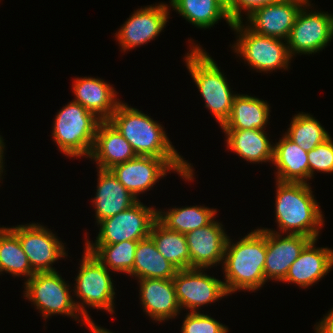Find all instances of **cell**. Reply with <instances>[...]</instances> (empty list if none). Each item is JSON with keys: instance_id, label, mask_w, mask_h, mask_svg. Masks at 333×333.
<instances>
[{"instance_id": "15", "label": "cell", "mask_w": 333, "mask_h": 333, "mask_svg": "<svg viewBox=\"0 0 333 333\" xmlns=\"http://www.w3.org/2000/svg\"><path fill=\"white\" fill-rule=\"evenodd\" d=\"M118 181L137 199L152 190L157 181L170 171H177L163 158L136 156L109 169Z\"/></svg>"}, {"instance_id": "14", "label": "cell", "mask_w": 333, "mask_h": 333, "mask_svg": "<svg viewBox=\"0 0 333 333\" xmlns=\"http://www.w3.org/2000/svg\"><path fill=\"white\" fill-rule=\"evenodd\" d=\"M309 0H281L255 9L245 25L254 33L288 40L301 8Z\"/></svg>"}, {"instance_id": "17", "label": "cell", "mask_w": 333, "mask_h": 333, "mask_svg": "<svg viewBox=\"0 0 333 333\" xmlns=\"http://www.w3.org/2000/svg\"><path fill=\"white\" fill-rule=\"evenodd\" d=\"M215 220L185 234L190 252V268L209 269L223 263L228 235L223 225Z\"/></svg>"}, {"instance_id": "13", "label": "cell", "mask_w": 333, "mask_h": 333, "mask_svg": "<svg viewBox=\"0 0 333 333\" xmlns=\"http://www.w3.org/2000/svg\"><path fill=\"white\" fill-rule=\"evenodd\" d=\"M166 3L138 8L115 33L121 51H129L154 40L164 30L170 18ZM145 43V44H144Z\"/></svg>"}, {"instance_id": "6", "label": "cell", "mask_w": 333, "mask_h": 333, "mask_svg": "<svg viewBox=\"0 0 333 333\" xmlns=\"http://www.w3.org/2000/svg\"><path fill=\"white\" fill-rule=\"evenodd\" d=\"M85 249V250H84ZM83 249L80 267L75 279L73 297L75 305L80 314L88 321L92 322L87 308L104 310L110 314L115 313L114 297L115 287L110 275V270L103 265L91 252L86 248Z\"/></svg>"}, {"instance_id": "32", "label": "cell", "mask_w": 333, "mask_h": 333, "mask_svg": "<svg viewBox=\"0 0 333 333\" xmlns=\"http://www.w3.org/2000/svg\"><path fill=\"white\" fill-rule=\"evenodd\" d=\"M313 115L305 112L295 114L284 134L309 152L330 137L322 124Z\"/></svg>"}, {"instance_id": "35", "label": "cell", "mask_w": 333, "mask_h": 333, "mask_svg": "<svg viewBox=\"0 0 333 333\" xmlns=\"http://www.w3.org/2000/svg\"><path fill=\"white\" fill-rule=\"evenodd\" d=\"M278 1L281 0H230V2L226 6H227L228 15L232 23H235L243 21L242 18L243 12H245L246 16H248L255 9Z\"/></svg>"}, {"instance_id": "20", "label": "cell", "mask_w": 333, "mask_h": 333, "mask_svg": "<svg viewBox=\"0 0 333 333\" xmlns=\"http://www.w3.org/2000/svg\"><path fill=\"white\" fill-rule=\"evenodd\" d=\"M74 102L80 103L101 121H108L119 103L115 88L101 78L77 77L72 82Z\"/></svg>"}, {"instance_id": "30", "label": "cell", "mask_w": 333, "mask_h": 333, "mask_svg": "<svg viewBox=\"0 0 333 333\" xmlns=\"http://www.w3.org/2000/svg\"><path fill=\"white\" fill-rule=\"evenodd\" d=\"M0 267L4 273L14 277L30 279L35 272L31 269L18 236L9 228L0 226Z\"/></svg>"}, {"instance_id": "3", "label": "cell", "mask_w": 333, "mask_h": 333, "mask_svg": "<svg viewBox=\"0 0 333 333\" xmlns=\"http://www.w3.org/2000/svg\"><path fill=\"white\" fill-rule=\"evenodd\" d=\"M311 183L276 181L275 218L280 234H299L318 239L324 215L314 198Z\"/></svg>"}, {"instance_id": "27", "label": "cell", "mask_w": 333, "mask_h": 333, "mask_svg": "<svg viewBox=\"0 0 333 333\" xmlns=\"http://www.w3.org/2000/svg\"><path fill=\"white\" fill-rule=\"evenodd\" d=\"M177 271L178 269L159 253L150 236L138 241L133 265L135 279H173Z\"/></svg>"}, {"instance_id": "29", "label": "cell", "mask_w": 333, "mask_h": 333, "mask_svg": "<svg viewBox=\"0 0 333 333\" xmlns=\"http://www.w3.org/2000/svg\"><path fill=\"white\" fill-rule=\"evenodd\" d=\"M216 215V208L205 207V205L175 207L168 211L157 210V219L164 226L182 234L210 224Z\"/></svg>"}, {"instance_id": "18", "label": "cell", "mask_w": 333, "mask_h": 333, "mask_svg": "<svg viewBox=\"0 0 333 333\" xmlns=\"http://www.w3.org/2000/svg\"><path fill=\"white\" fill-rule=\"evenodd\" d=\"M317 241L318 239H313L304 247L299 257L291 264L283 283L309 288L332 271L333 249L317 247Z\"/></svg>"}, {"instance_id": "23", "label": "cell", "mask_w": 333, "mask_h": 333, "mask_svg": "<svg viewBox=\"0 0 333 333\" xmlns=\"http://www.w3.org/2000/svg\"><path fill=\"white\" fill-rule=\"evenodd\" d=\"M308 152L285 134L274 144L272 165L279 182L307 183L309 181Z\"/></svg>"}, {"instance_id": "12", "label": "cell", "mask_w": 333, "mask_h": 333, "mask_svg": "<svg viewBox=\"0 0 333 333\" xmlns=\"http://www.w3.org/2000/svg\"><path fill=\"white\" fill-rule=\"evenodd\" d=\"M206 269L178 270L173 277L176 296L181 310L198 312L199 308L228 296L223 281L205 273Z\"/></svg>"}, {"instance_id": "34", "label": "cell", "mask_w": 333, "mask_h": 333, "mask_svg": "<svg viewBox=\"0 0 333 333\" xmlns=\"http://www.w3.org/2000/svg\"><path fill=\"white\" fill-rule=\"evenodd\" d=\"M309 180L314 172L333 173V140L331 136L308 152Z\"/></svg>"}, {"instance_id": "11", "label": "cell", "mask_w": 333, "mask_h": 333, "mask_svg": "<svg viewBox=\"0 0 333 333\" xmlns=\"http://www.w3.org/2000/svg\"><path fill=\"white\" fill-rule=\"evenodd\" d=\"M9 228L18 236L31 269L35 273L56 271L52 267L53 264L68 256L65 244L40 223H27Z\"/></svg>"}, {"instance_id": "9", "label": "cell", "mask_w": 333, "mask_h": 333, "mask_svg": "<svg viewBox=\"0 0 333 333\" xmlns=\"http://www.w3.org/2000/svg\"><path fill=\"white\" fill-rule=\"evenodd\" d=\"M157 219V209L144 205L140 200L130 208L100 221L96 240L87 238L85 245H112L122 241H139L149 237Z\"/></svg>"}, {"instance_id": "5", "label": "cell", "mask_w": 333, "mask_h": 333, "mask_svg": "<svg viewBox=\"0 0 333 333\" xmlns=\"http://www.w3.org/2000/svg\"><path fill=\"white\" fill-rule=\"evenodd\" d=\"M100 122V119L80 103L71 101L55 116L52 129L53 141L66 157L89 158Z\"/></svg>"}, {"instance_id": "28", "label": "cell", "mask_w": 333, "mask_h": 333, "mask_svg": "<svg viewBox=\"0 0 333 333\" xmlns=\"http://www.w3.org/2000/svg\"><path fill=\"white\" fill-rule=\"evenodd\" d=\"M149 236L159 253L174 267L178 270L190 269V252L185 234L168 229L156 219Z\"/></svg>"}, {"instance_id": "1", "label": "cell", "mask_w": 333, "mask_h": 333, "mask_svg": "<svg viewBox=\"0 0 333 333\" xmlns=\"http://www.w3.org/2000/svg\"><path fill=\"white\" fill-rule=\"evenodd\" d=\"M108 121L129 142L137 156L163 158L185 181H193V165L175 150L158 121L122 101Z\"/></svg>"}, {"instance_id": "26", "label": "cell", "mask_w": 333, "mask_h": 333, "mask_svg": "<svg viewBox=\"0 0 333 333\" xmlns=\"http://www.w3.org/2000/svg\"><path fill=\"white\" fill-rule=\"evenodd\" d=\"M170 6L180 16L199 29L213 27L222 18L230 28L233 23L222 0H170Z\"/></svg>"}, {"instance_id": "25", "label": "cell", "mask_w": 333, "mask_h": 333, "mask_svg": "<svg viewBox=\"0 0 333 333\" xmlns=\"http://www.w3.org/2000/svg\"><path fill=\"white\" fill-rule=\"evenodd\" d=\"M270 106L256 96L238 94L233 101L229 118L221 126L222 130L259 129L266 130L269 122Z\"/></svg>"}, {"instance_id": "39", "label": "cell", "mask_w": 333, "mask_h": 333, "mask_svg": "<svg viewBox=\"0 0 333 333\" xmlns=\"http://www.w3.org/2000/svg\"><path fill=\"white\" fill-rule=\"evenodd\" d=\"M226 5L230 2V0H222Z\"/></svg>"}, {"instance_id": "19", "label": "cell", "mask_w": 333, "mask_h": 333, "mask_svg": "<svg viewBox=\"0 0 333 333\" xmlns=\"http://www.w3.org/2000/svg\"><path fill=\"white\" fill-rule=\"evenodd\" d=\"M138 285L140 304L146 315L153 321L161 323L177 318L182 311L172 279H139Z\"/></svg>"}, {"instance_id": "8", "label": "cell", "mask_w": 333, "mask_h": 333, "mask_svg": "<svg viewBox=\"0 0 333 333\" xmlns=\"http://www.w3.org/2000/svg\"><path fill=\"white\" fill-rule=\"evenodd\" d=\"M24 282L23 296L42 313L43 318L47 319L53 315H65L88 325L89 322L78 311L74 297H72L71 286L58 271L38 272Z\"/></svg>"}, {"instance_id": "38", "label": "cell", "mask_w": 333, "mask_h": 333, "mask_svg": "<svg viewBox=\"0 0 333 333\" xmlns=\"http://www.w3.org/2000/svg\"><path fill=\"white\" fill-rule=\"evenodd\" d=\"M87 327L90 329L92 333H112L108 329L98 326L94 321L89 322Z\"/></svg>"}, {"instance_id": "36", "label": "cell", "mask_w": 333, "mask_h": 333, "mask_svg": "<svg viewBox=\"0 0 333 333\" xmlns=\"http://www.w3.org/2000/svg\"><path fill=\"white\" fill-rule=\"evenodd\" d=\"M314 327L316 333H333V308Z\"/></svg>"}, {"instance_id": "4", "label": "cell", "mask_w": 333, "mask_h": 333, "mask_svg": "<svg viewBox=\"0 0 333 333\" xmlns=\"http://www.w3.org/2000/svg\"><path fill=\"white\" fill-rule=\"evenodd\" d=\"M190 41V50L183 57L185 66L205 101V108L211 111L221 127L229 118L238 93L231 91L226 75L209 53L200 44H195L192 39Z\"/></svg>"}, {"instance_id": "22", "label": "cell", "mask_w": 333, "mask_h": 333, "mask_svg": "<svg viewBox=\"0 0 333 333\" xmlns=\"http://www.w3.org/2000/svg\"><path fill=\"white\" fill-rule=\"evenodd\" d=\"M97 169V192L91 202L95 207V220L98 224L100 221L130 208L138 200L110 170Z\"/></svg>"}, {"instance_id": "31", "label": "cell", "mask_w": 333, "mask_h": 333, "mask_svg": "<svg viewBox=\"0 0 333 333\" xmlns=\"http://www.w3.org/2000/svg\"><path fill=\"white\" fill-rule=\"evenodd\" d=\"M138 241H122L112 245H85L110 271L133 277V265Z\"/></svg>"}, {"instance_id": "33", "label": "cell", "mask_w": 333, "mask_h": 333, "mask_svg": "<svg viewBox=\"0 0 333 333\" xmlns=\"http://www.w3.org/2000/svg\"><path fill=\"white\" fill-rule=\"evenodd\" d=\"M181 333H228V327L208 314L188 312L181 326Z\"/></svg>"}, {"instance_id": "37", "label": "cell", "mask_w": 333, "mask_h": 333, "mask_svg": "<svg viewBox=\"0 0 333 333\" xmlns=\"http://www.w3.org/2000/svg\"><path fill=\"white\" fill-rule=\"evenodd\" d=\"M5 143H4V139L2 138V136L0 135V182H1V179H3V178H1L2 177V174H3V172H5L4 171V161L5 160H3V159H5L4 158V150H5Z\"/></svg>"}, {"instance_id": "7", "label": "cell", "mask_w": 333, "mask_h": 333, "mask_svg": "<svg viewBox=\"0 0 333 333\" xmlns=\"http://www.w3.org/2000/svg\"><path fill=\"white\" fill-rule=\"evenodd\" d=\"M243 24V21L235 22L231 27L237 35L232 50L248 63L251 69L269 73L273 70L290 68L292 58L287 41L256 34Z\"/></svg>"}, {"instance_id": "2", "label": "cell", "mask_w": 333, "mask_h": 333, "mask_svg": "<svg viewBox=\"0 0 333 333\" xmlns=\"http://www.w3.org/2000/svg\"><path fill=\"white\" fill-rule=\"evenodd\" d=\"M266 230L254 229L237 242L228 236L222 263L223 284L228 295L237 291L256 292L266 283Z\"/></svg>"}, {"instance_id": "21", "label": "cell", "mask_w": 333, "mask_h": 333, "mask_svg": "<svg viewBox=\"0 0 333 333\" xmlns=\"http://www.w3.org/2000/svg\"><path fill=\"white\" fill-rule=\"evenodd\" d=\"M136 156L129 142L109 121L99 123L93 149L89 156L91 161L96 162V168L109 170Z\"/></svg>"}, {"instance_id": "24", "label": "cell", "mask_w": 333, "mask_h": 333, "mask_svg": "<svg viewBox=\"0 0 333 333\" xmlns=\"http://www.w3.org/2000/svg\"><path fill=\"white\" fill-rule=\"evenodd\" d=\"M228 150L232 151L245 161L261 163L273 161L274 143L270 142L265 130L243 129L223 130Z\"/></svg>"}, {"instance_id": "10", "label": "cell", "mask_w": 333, "mask_h": 333, "mask_svg": "<svg viewBox=\"0 0 333 333\" xmlns=\"http://www.w3.org/2000/svg\"><path fill=\"white\" fill-rule=\"evenodd\" d=\"M312 7L309 0L299 11L291 29L287 40L291 58L296 57V54H316L333 39V15L312 10Z\"/></svg>"}, {"instance_id": "16", "label": "cell", "mask_w": 333, "mask_h": 333, "mask_svg": "<svg viewBox=\"0 0 333 333\" xmlns=\"http://www.w3.org/2000/svg\"><path fill=\"white\" fill-rule=\"evenodd\" d=\"M283 234L266 230V258L264 276L269 280L283 281L291 264L312 240L299 234ZM283 236V237H282Z\"/></svg>"}]
</instances>
